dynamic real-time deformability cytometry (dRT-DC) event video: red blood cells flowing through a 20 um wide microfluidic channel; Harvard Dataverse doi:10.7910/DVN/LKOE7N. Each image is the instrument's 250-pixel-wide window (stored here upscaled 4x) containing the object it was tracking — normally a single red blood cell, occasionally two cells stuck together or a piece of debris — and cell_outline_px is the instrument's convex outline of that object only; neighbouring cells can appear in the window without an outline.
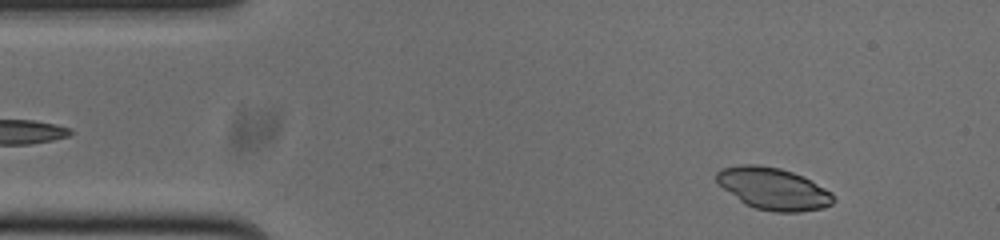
{"species": "common noctule bat (a hibernating species)", "species_latin": "Nyctalus noctula", "temperature_condition": "cold", "stored_images_in_passage": 50, "camera_frame_rate_fps": 3000, "um_per_image_px": 0.085, "animal": {"sex": "male", "body_mass_g": 20.0, "forearm_length_mm": 53.3}, "frame": {"image": 1, "passage_image": 3, "time_ms": 0.667, "image_size_px": [1000, 240], "cell_outline_px": [[836, 200], [832, 204], [820, 208], [800, 212], [776, 212], [756, 208], [744, 204], [724, 188], [716, 180], [716, 172], [720, 168], [744, 164], [756, 164], [780, 168], [792, 172], [832, 192]], "centroid_in_image_um": [65.71, 16.04], "position_along_channel_um": 19.3, "area_um2": 28.26}}